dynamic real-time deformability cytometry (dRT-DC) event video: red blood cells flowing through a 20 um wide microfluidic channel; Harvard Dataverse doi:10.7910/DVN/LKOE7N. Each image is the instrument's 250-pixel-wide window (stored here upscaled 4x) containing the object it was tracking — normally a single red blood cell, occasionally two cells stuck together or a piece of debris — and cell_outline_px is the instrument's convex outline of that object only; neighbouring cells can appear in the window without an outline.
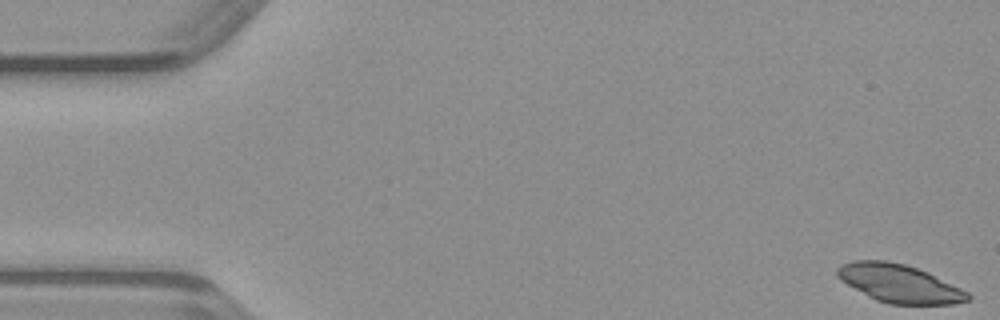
{"species": "common noctule bat (a hibernating species)", "species_latin": "Nyctalus noctula", "temperature_condition": "warm", "stored_images_in_passage": 49, "camera_frame_rate_fps": 3000, "um_per_image_px": 0.085, "animal": {"sex": "male", "body_mass_g": 23.1, "forearm_length_mm": 52.7}, "frame": {"image": 1, "passage_image": 1, "time_ms": 0.0, "image_size_px": [1000, 320], "cell_outline_px": [[972, 296], [968, 300], [952, 304], [888, 304], [876, 300], [868, 296], [840, 280], [836, 276], [836, 268], [840, 264], [852, 260], [884, 260], [904, 264], [916, 268], [960, 288], [968, 292]], "centroid_in_image_um": [76.37, 24.09], "position_along_channel_um": 8.6, "area_um2": 28.73}}